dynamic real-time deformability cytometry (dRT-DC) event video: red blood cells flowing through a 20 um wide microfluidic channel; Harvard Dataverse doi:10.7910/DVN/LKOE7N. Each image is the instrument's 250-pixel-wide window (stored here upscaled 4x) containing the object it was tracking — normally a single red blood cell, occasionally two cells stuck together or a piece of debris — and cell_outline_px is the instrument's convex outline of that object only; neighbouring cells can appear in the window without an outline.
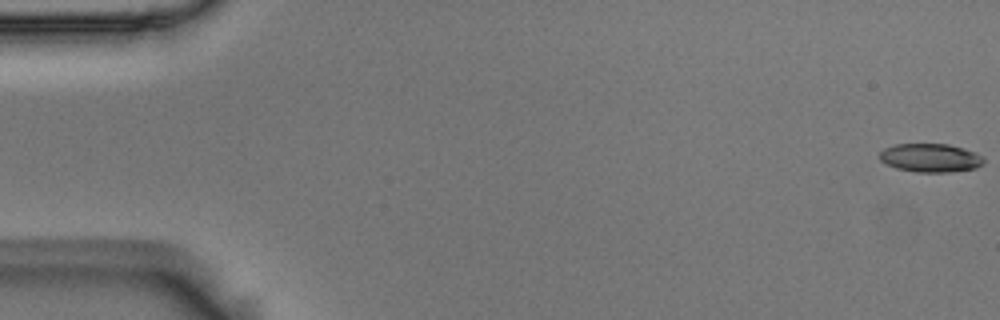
{"species": "Egyptian fruit bat (a non-hibernating species)", "species_latin": "Rousettus aegyptiacus", "temperature_condition": "room temperature", "stored_images_in_passage": 56, "camera_frame_rate_fps": 3000, "um_per_image_px": 0.085, "animal": {"sex": "male"}, "frame": {"image": 1, "passage_image": 1, "time_ms": 0.0, "image_size_px": [1000, 320], "cell_outline_px": [[984, 164], [976, 168], [948, 172], [916, 172], [896, 168], [880, 160], [880, 152], [884, 148], [896, 144], [948, 144], [964, 148], [976, 152], [984, 156]], "centroid_in_image_um": [79.13, 13.41], "position_along_channel_um": 5.9, "area_um2": 17.4}}
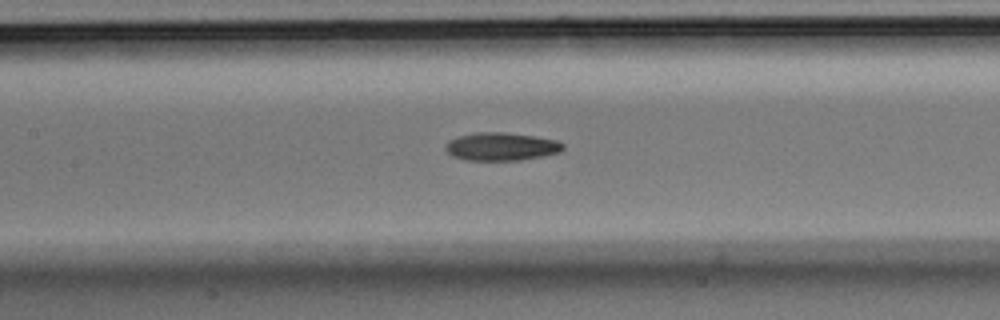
{"frame": {"image": 2, "passage_image": 26, "time_ms": 8.333, "image_size_px": [1000, 320], "cell_outline_px": [[564, 148], [560, 152], [520, 160], [464, 160], [452, 156], [444, 148], [444, 144], [448, 140], [460, 136], [476, 132], [504, 132], [532, 136], [556, 140], [564, 144]], "centroid_in_image_um": [42.56, 12.46], "position_along_channel_um": 164.8, "area_um2": 19.13}}
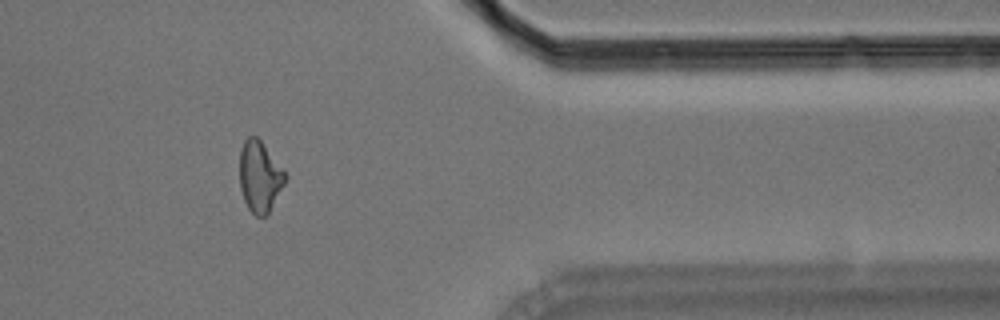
{"frame": {"image": 3, "passage_image": 46, "time_ms": 15.0, "image_size_px": [1000, 320], "cell_outline_px": [[288, 176], [284, 184], [268, 212], [264, 216], [256, 216], [248, 208], [244, 200], [240, 188], [240, 148], [244, 140], [248, 136], [256, 136], [260, 140]], "centroid_in_image_um": [22.06, 14.99], "position_along_channel_um": 389.3, "area_um2": 18.55}, "authors_computed_cell_mechanics": {"area_um2": 18.6694, "velocity_mm_per_s": 3.6634, "shape_relaxation_time_tau1_ms": 8.6407, "shape_relaxation_time_tau2_ms": 9.996, "deformation_change_tau1": 0.2174, "deformation_change_tau2": 0.2072}}